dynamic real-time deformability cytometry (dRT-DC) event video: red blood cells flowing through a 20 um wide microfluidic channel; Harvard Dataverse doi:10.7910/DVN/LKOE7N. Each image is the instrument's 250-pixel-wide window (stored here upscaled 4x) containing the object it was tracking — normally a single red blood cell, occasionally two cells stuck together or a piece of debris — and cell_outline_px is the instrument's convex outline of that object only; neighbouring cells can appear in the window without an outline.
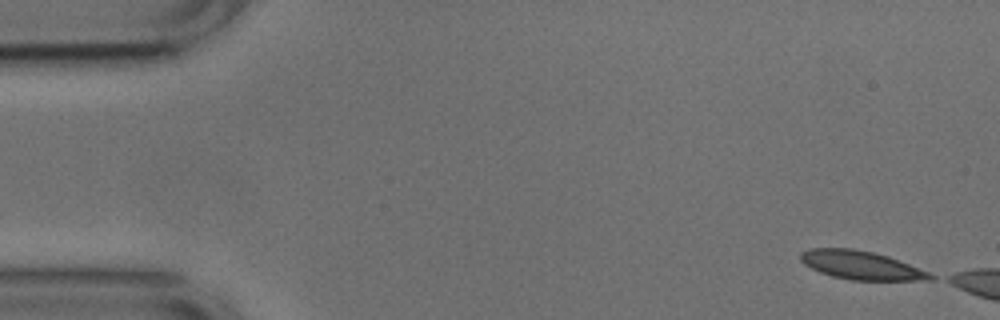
{"species": "common noctule bat (a hibernating species)", "species_latin": "Nyctalus noctula", "temperature_condition": "cold", "stored_images_in_passage": 9, "camera_frame_rate_fps": 3000, "um_per_image_px": 0.085, "animal": {"sex": "male", "body_mass_g": 17.9, "forearm_length_mm": 54.2}, "frame": {"image": 1, "passage_image": 1, "time_ms": 0.0, "image_size_px": [1000, 320], "cell_outline_px": [[936, 280], [852, 280], [832, 276], [820, 272], [804, 264], [800, 260], [800, 252], [808, 248], [852, 248], [872, 252], [888, 256], [928, 272], [936, 276]], "centroid_in_image_um": [73.17, 22.54], "position_along_channel_um": 11.8, "area_um2": 21.5}}